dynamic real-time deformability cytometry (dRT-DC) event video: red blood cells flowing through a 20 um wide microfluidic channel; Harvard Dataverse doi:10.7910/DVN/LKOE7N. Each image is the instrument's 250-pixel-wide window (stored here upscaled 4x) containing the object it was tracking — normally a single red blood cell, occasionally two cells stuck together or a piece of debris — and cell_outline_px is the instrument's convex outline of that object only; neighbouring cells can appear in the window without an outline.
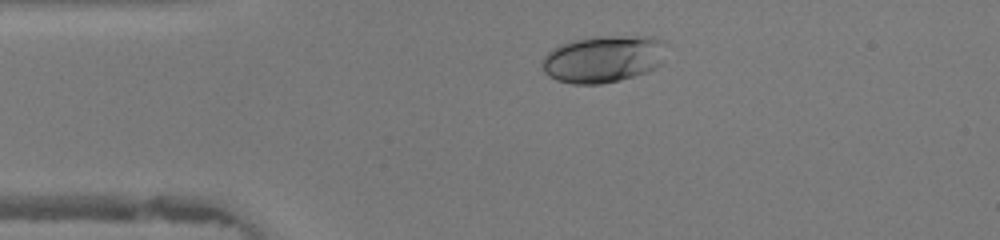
{"species": "human", "species_latin": "Homo sapiens", "temperature_condition": "warm", "stored_images_in_passage": 37, "camera_frame_rate_fps": 3000, "um_per_image_px": 0.085, "donor": {"sex": "female"}, "frame": {"image": 1, "passage_image": 7, "time_ms": 2.0, "image_size_px": [1000, 240], "cell_outline_px": [[668, 44], [660, 64], [656, 68], [620, 80], [600, 84], [572, 84], [556, 80], [548, 76], [544, 72], [540, 64], [540, 60], [552, 48], [560, 44], [572, 40], [592, 36], [652, 36], [664, 40]], "centroid_in_image_um": [51.26, 4.99], "position_along_channel_um": 33.7, "area_um2": 34.62}}
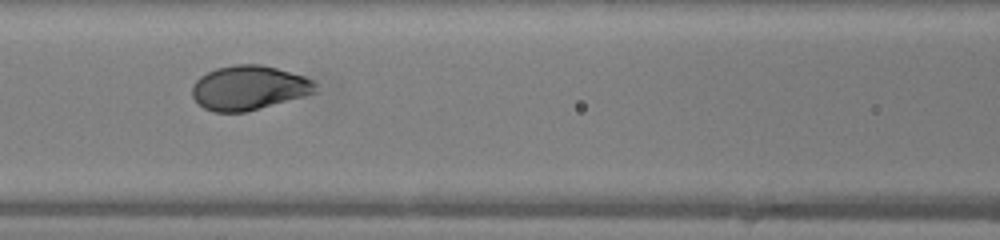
{"frame": {"image": 2, "passage_image": 17, "time_ms": 5.333, "image_size_px": [1000, 240], "cell_outline_px": [[316, 92], [304, 96], [244, 112], [216, 112], [204, 108], [192, 96], [192, 84], [200, 76], [216, 68], [236, 64], [260, 64], [276, 68], [304, 76], [312, 80], [316, 84]], "centroid_in_image_um": [21.14, 7.45], "position_along_channel_um": 145.5, "area_um2": 31.62}}
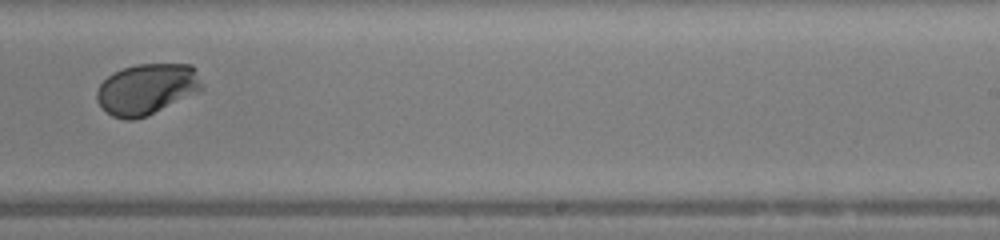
{"frame": {"image": 3, "passage_image": 26, "time_ms": 8.333, "image_size_px": [1000, 240], "cell_outline_px": [[200, 92], [136, 120], [124, 120], [112, 116], [96, 100], [96, 92], [100, 84], [112, 72], [136, 64], [192, 64], [200, 84]], "centroid_in_image_um": [12.44, 7.58], "position_along_channel_um": 276.6, "area_um2": 30.87}, "authors_computed_cell_mechanics": {"area_um2": 31.7322, "velocity_mm_per_s": 4.3832, "shape_relaxation_time_tau1_ms": 2.7058, "shape_relaxation_time_tau2_ms": null, "deformation_change_tau1": 0.1567, "deformation_change_tau2": null}}